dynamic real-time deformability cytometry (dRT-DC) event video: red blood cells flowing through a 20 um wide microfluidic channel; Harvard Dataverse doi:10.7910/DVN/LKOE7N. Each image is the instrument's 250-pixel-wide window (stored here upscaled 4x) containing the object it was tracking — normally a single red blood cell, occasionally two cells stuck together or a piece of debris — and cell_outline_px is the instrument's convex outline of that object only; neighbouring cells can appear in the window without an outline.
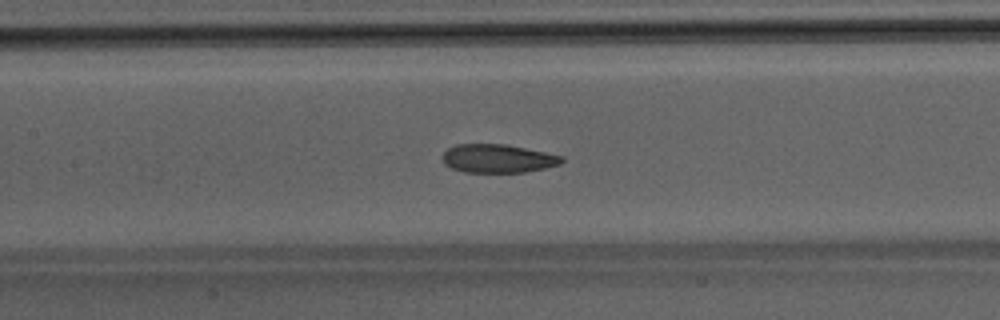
{"species": "Egyptian fruit bat (a non-hibernating species)", "species_latin": "Rousettus aegyptiacus", "temperature_condition": "room temperature", "stored_images_in_passage": 48, "camera_frame_rate_fps": 3000, "um_per_image_px": 0.085, "animal": {"sex": "male"}, "frame": {"image": 1, "passage_image": 22, "time_ms": 7.0, "image_size_px": [1000, 320], "cell_outline_px": [[564, 160], [560, 164], [544, 168], [524, 172], [464, 172], [452, 168], [444, 164], [440, 156], [448, 148], [456, 144], [504, 144], [564, 156]], "centroid_in_image_um": [42.28, 13.47], "position_along_channel_um": 165.1, "area_um2": 19.77}}
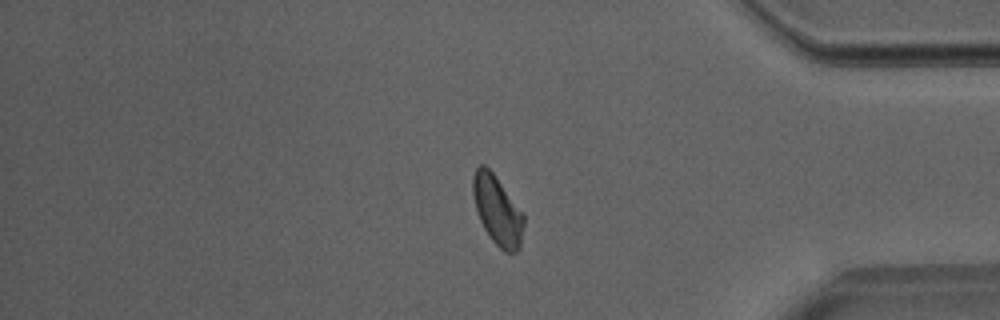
{"frame": {"image": 2, "passage_image": 40, "time_ms": 13.0, "image_size_px": [1000, 320], "cell_outline_px": [[524, 224], [520, 248], [516, 252], [504, 252], [492, 240], [484, 228], [480, 220], [476, 208], [472, 192], [472, 176], [476, 168], [480, 164], [484, 164], [492, 172], [524, 212]], "centroid_in_image_um": [42.29, 17.87], "position_along_channel_um": 392.9, "area_um2": 20.58}}
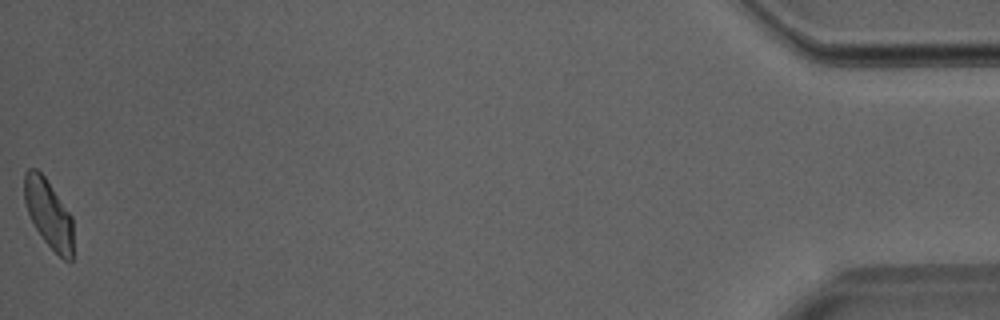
{"frame": {"image": 3, "passage_image": 48, "time_ms": 15.667, "image_size_px": [1000, 320], "cell_outline_px": [[72, 260], [64, 260], [44, 240], [36, 228], [28, 212], [24, 200], [24, 172], [28, 168], [36, 168], [44, 176], [72, 216]], "centroid_in_image_um": [4.12, 18.12], "position_along_channel_um": 431.1, "area_um2": 19.13}}